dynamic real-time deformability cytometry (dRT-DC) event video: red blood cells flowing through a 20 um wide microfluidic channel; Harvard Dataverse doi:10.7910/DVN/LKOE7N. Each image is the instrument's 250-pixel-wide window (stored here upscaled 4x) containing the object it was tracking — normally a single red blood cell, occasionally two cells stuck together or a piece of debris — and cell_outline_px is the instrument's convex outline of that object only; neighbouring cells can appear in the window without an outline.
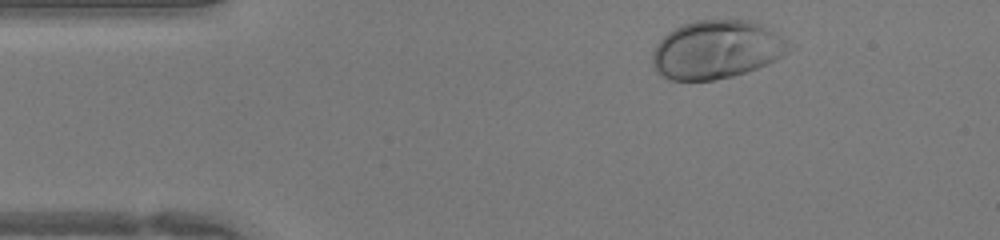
{"species": "human", "species_latin": "Homo sapiens", "temperature_condition": "warm", "stored_images_in_passage": 33, "camera_frame_rate_fps": 3000, "um_per_image_px": 0.085, "donor": {"sex": "female"}, "frame": {"image": 1, "passage_image": 2, "time_ms": 0.333, "image_size_px": [1000, 240], "cell_outline_px": [[796, 48], [776, 60], [768, 64], [732, 76], [712, 80], [668, 80], [660, 76], [656, 72], [652, 64], [652, 52], [656, 44], [668, 32], [684, 24], [696, 20], [748, 20], [764, 24], [784, 36]], "centroid_in_image_um": [60.95, 4.21], "position_along_channel_um": 24.0, "area_um2": 47.05}}
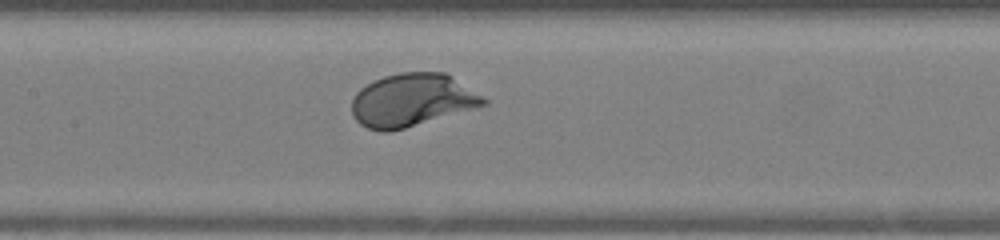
{"frame": {"image": 2, "passage_image": 16, "time_ms": 5.0, "image_size_px": [1000, 240], "cell_outline_px": [[488, 104], [404, 128], [388, 132], [380, 132], [368, 128], [360, 124], [352, 116], [352, 100], [356, 92], [360, 88], [384, 76], [400, 72], [444, 72], [484, 96], [488, 100]], "centroid_in_image_um": [35.01, 8.51], "position_along_channel_um": 172.4, "area_um2": 40.4}}
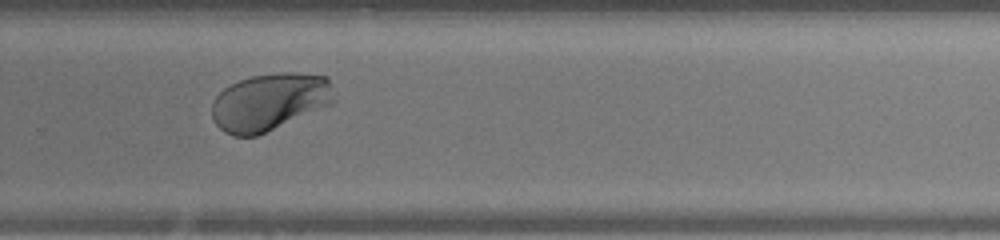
{"frame": {"image": 3, "passage_image": 25, "time_ms": 8.0, "image_size_px": [1000, 240], "cell_outline_px": [[336, 100], [332, 104], [256, 136], [232, 136], [224, 132], [212, 120], [212, 100], [224, 88], [240, 80], [252, 76], [280, 72], [296, 72], [328, 76]], "centroid_in_image_um": [22.92, 8.65], "position_along_channel_um": 306.9, "area_um2": 40.98}}